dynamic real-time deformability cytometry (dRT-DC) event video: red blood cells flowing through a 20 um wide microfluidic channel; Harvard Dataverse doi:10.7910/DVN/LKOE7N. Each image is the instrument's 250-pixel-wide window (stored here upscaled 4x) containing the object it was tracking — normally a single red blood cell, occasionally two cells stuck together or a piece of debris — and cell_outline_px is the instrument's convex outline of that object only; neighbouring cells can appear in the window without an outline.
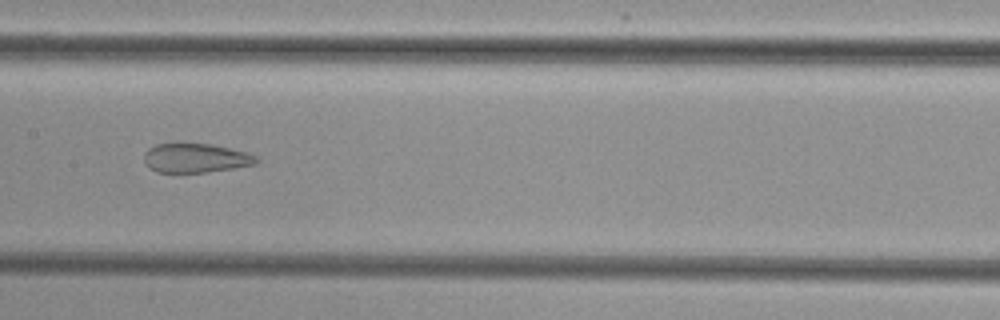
{"species": "common noctule bat (a hibernating species)", "species_latin": "Nyctalus noctula", "temperature_condition": "cold", "stored_images_in_passage": 38, "camera_frame_rate_fps": 3000, "um_per_image_px": 0.085, "animal": {"sex": "female", "body_mass_g": 29.2, "forearm_length_mm": 56.3}, "frame": {"image": 1, "passage_image": 18, "time_ms": 5.667, "image_size_px": [1000, 320], "cell_outline_px": [[260, 160], [256, 164], [232, 168], [204, 172], [156, 172], [148, 168], [144, 160], [144, 152], [148, 148], [156, 144], [212, 144], [244, 152], [256, 156]], "centroid_in_image_um": [16.59, 13.44], "position_along_channel_um": 190.8, "area_um2": 18.9}}
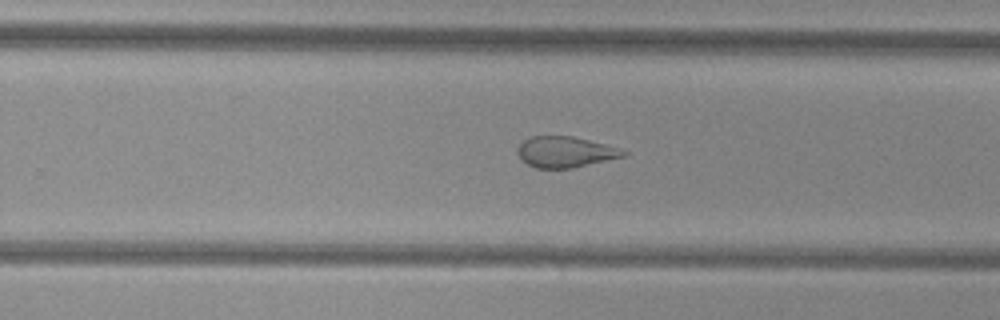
{"frame": {"image": 2, "passage_image": 25, "time_ms": 8.0, "image_size_px": [1000, 320], "cell_outline_px": [[628, 152], [624, 156], [572, 168], [536, 168], [520, 160], [516, 152], [516, 148], [524, 140], [532, 136], [572, 136], [604, 144]], "centroid_in_image_um": [47.97, 12.92], "position_along_channel_um": 281.8, "area_um2": 18.84}}
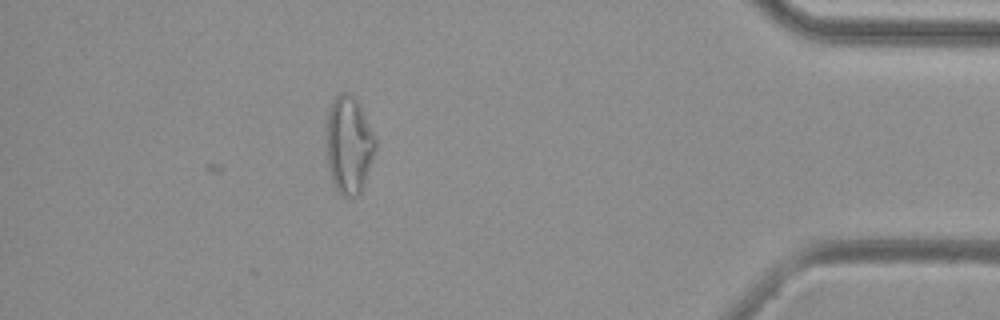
{"frame": {"image": 3, "passage_image": 38, "time_ms": 12.333, "image_size_px": [1000, 320], "cell_outline_px": [[376, 152], [364, 184], [360, 192], [356, 196], [344, 196], [336, 188], [332, 180], [328, 168], [328, 112], [336, 96], [340, 92], [344, 92], [352, 96], [360, 104], [376, 140]], "centroid_in_image_um": [29.69, 12.33], "position_along_channel_um": 405.5, "area_um2": 27.34}}